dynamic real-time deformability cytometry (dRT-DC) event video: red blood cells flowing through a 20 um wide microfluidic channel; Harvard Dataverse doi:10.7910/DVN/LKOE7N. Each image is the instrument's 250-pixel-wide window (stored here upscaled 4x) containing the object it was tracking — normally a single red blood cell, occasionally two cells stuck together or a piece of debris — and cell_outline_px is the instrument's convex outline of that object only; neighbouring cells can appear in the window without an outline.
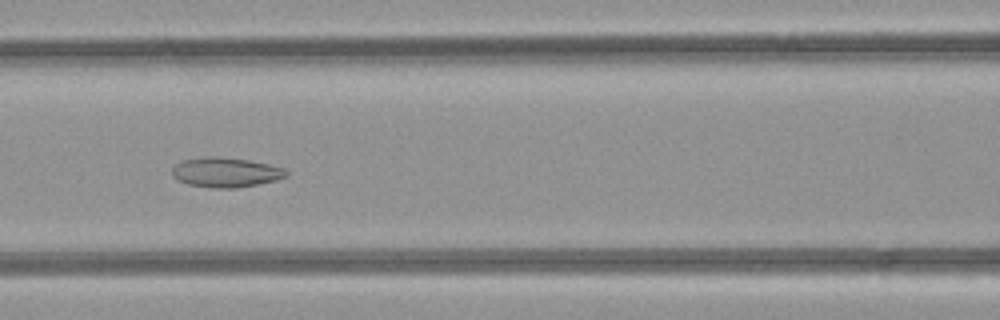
{"species": "common noctule bat (a hibernating species)", "species_latin": "Nyctalus noctula", "temperature_condition": "room temperature", "stored_images_in_passage": 42, "camera_frame_rate_fps": 3000, "um_per_image_px": 0.085, "animal": {"sex": "female", "body_mass_g": 21.9}, "frame": {"image": 1, "passage_image": 15, "time_ms": 4.667, "image_size_px": [1000, 320], "cell_outline_px": [[288, 176], [276, 180], [236, 188], [212, 188], [188, 184], [176, 180], [172, 176], [172, 168], [180, 160], [204, 156], [212, 156], [248, 160], [268, 164], [284, 168], [288, 172]], "centroid_in_image_um": [19.14, 14.64], "position_along_channel_um": 147.5, "area_um2": 19.88}}
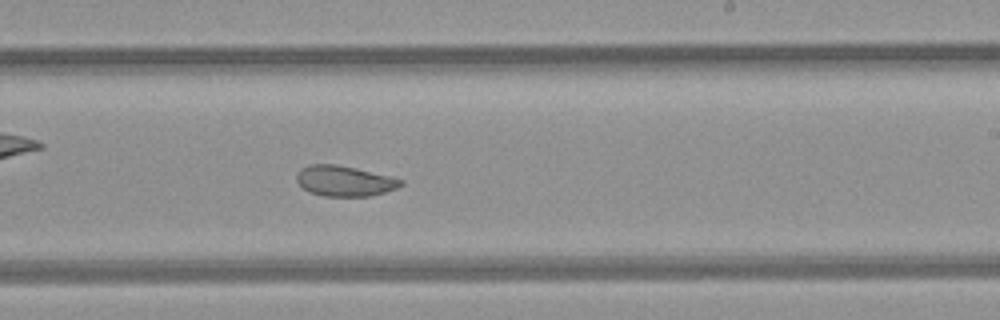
{"frame": {"image": 2, "passage_image": 23, "time_ms": 7.333, "image_size_px": [1000, 320], "cell_outline_px": [[404, 184], [396, 188], [384, 192], [368, 196], [324, 196], [308, 192], [296, 180], [296, 176], [300, 168], [308, 164], [336, 164], [392, 176], [404, 180]], "centroid_in_image_um": [29.28, 15.37], "position_along_channel_um": 259.7, "area_um2": 18.55}}
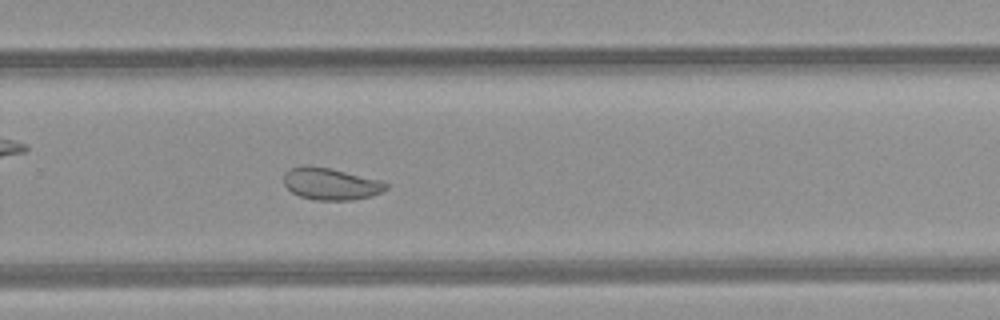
{"frame": {"image": 3, "passage_image": 26, "time_ms": 8.333, "image_size_px": [1000, 320], "cell_outline_px": [[388, 188], [372, 196], [352, 200], [312, 200], [300, 196], [292, 192], [284, 184], [284, 176], [292, 168], [304, 164], [308, 164], [332, 168], [380, 180], [388, 184]], "centroid_in_image_um": [28.12, 15.62], "position_along_channel_um": 301.7, "area_um2": 19.13}, "authors_computed_cell_mechanics": {"area_um2": 21.7617, "velocity_mm_per_s": 4.227, "shape_relaxation_time_tau1_ms": null, "shape_relaxation_time_tau2_ms": 2.2118, "deformation_change_tau1": null, "deformation_change_tau2": 0.074}}